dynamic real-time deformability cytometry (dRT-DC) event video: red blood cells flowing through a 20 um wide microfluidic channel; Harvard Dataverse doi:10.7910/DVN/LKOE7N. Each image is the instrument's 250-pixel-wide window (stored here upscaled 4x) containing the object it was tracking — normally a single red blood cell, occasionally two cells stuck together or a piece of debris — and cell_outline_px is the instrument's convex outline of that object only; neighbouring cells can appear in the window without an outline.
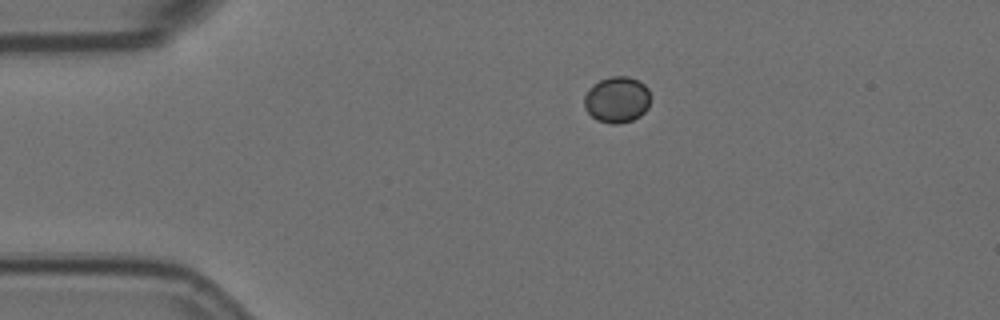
{"species": "Egyptian fruit bat (a non-hibernating species)", "species_latin": "Rousettus aegyptiacus", "temperature_condition": "room temperature", "stored_images_in_passage": 2, "camera_frame_rate_fps": 3000, "um_per_image_px": 0.085, "animal": {"sex": "female"}, "frame": {"image": 1, "passage_image": 1, "time_ms": 0.0, "image_size_px": [1000, 320], "cell_outline_px": [[648, 108], [640, 116], [632, 120], [620, 124], [612, 124], [596, 120], [584, 108], [584, 96], [592, 84], [600, 80], [612, 76], [628, 76], [644, 84], [648, 88]], "centroid_in_image_um": [52.41, 8.48], "position_along_channel_um": 32.6, "area_um2": 17.8}}